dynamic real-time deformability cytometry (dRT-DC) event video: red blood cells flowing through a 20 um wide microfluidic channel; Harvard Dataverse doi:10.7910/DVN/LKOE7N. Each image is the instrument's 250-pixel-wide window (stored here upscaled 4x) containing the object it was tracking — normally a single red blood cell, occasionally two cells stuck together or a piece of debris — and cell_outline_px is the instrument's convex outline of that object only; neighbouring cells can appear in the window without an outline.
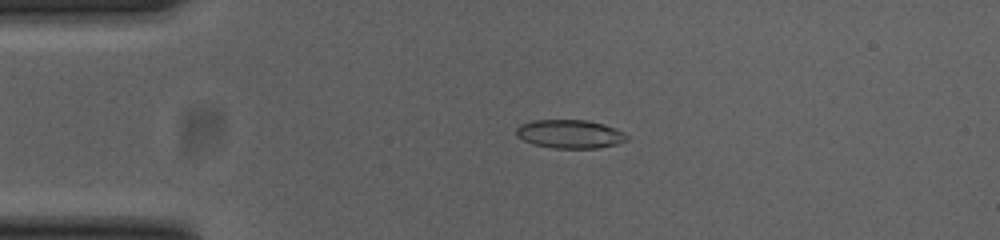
{"species": "common noctule bat (a hibernating species)", "species_latin": "Nyctalus noctula", "temperature_condition": "cold", "stored_images_in_passage": 42, "camera_frame_rate_fps": 3000, "um_per_image_px": 0.085, "animal": {"sex": "female", "body_mass_g": 23.0, "forearm_length_mm": 53.4}, "frame": {"image": 1, "passage_image": 1, "time_ms": 0.0, "image_size_px": [1000, 240], "cell_outline_px": [[628, 140], [616, 144], [600, 148], [552, 148], [532, 144], [516, 136], [516, 128], [520, 124], [532, 120], [588, 120], [604, 124], [616, 128], [624, 132], [628, 136]], "centroid_in_image_um": [48.44, 11.39], "position_along_channel_um": 36.6, "area_um2": 18.61}}
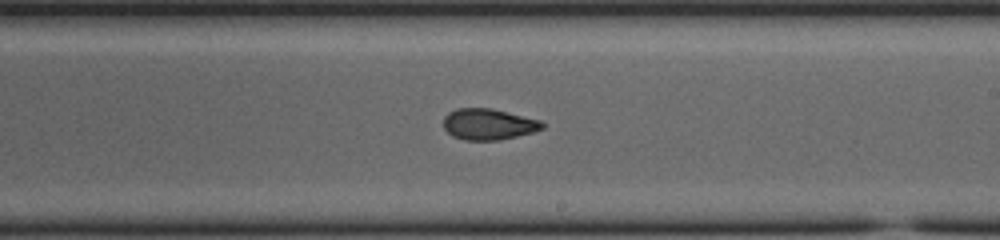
{"frame": {"image": 2, "passage_image": 20, "time_ms": 6.333, "image_size_px": [1000, 240], "cell_outline_px": [[544, 128], [532, 132], [500, 140], [464, 140], [452, 136], [444, 128], [444, 116], [448, 112], [456, 108], [492, 108], [540, 120], [544, 124]], "centroid_in_image_um": [41.5, 10.55], "position_along_channel_um": 247.5, "area_um2": 17.92}}
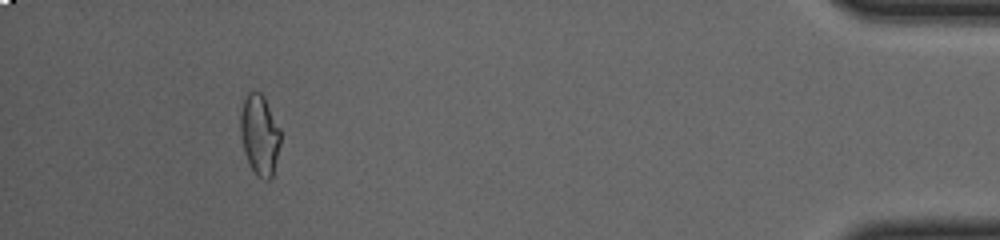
{"frame": {"image": 3, "passage_image": 38, "time_ms": 12.333, "image_size_px": [1000, 240], "cell_outline_px": [[280, 144], [272, 176], [268, 180], [264, 180], [256, 176], [248, 164], [244, 152], [240, 136], [240, 112], [244, 100], [248, 92], [260, 92], [264, 96], [280, 128]], "centroid_in_image_um": [22.05, 11.48], "position_along_channel_um": 413.1, "area_um2": 18.96}, "authors_computed_cell_mechanics": {"area_um2": 18.3804, "velocity_mm_per_s": 3.8623, "shape_relaxation_time_tau1_ms": 3.1443, "shape_relaxation_time_tau2_ms": 1.9481, "deformation_change_tau1": 0.1369, "deformation_change_tau2": 0.0804}}